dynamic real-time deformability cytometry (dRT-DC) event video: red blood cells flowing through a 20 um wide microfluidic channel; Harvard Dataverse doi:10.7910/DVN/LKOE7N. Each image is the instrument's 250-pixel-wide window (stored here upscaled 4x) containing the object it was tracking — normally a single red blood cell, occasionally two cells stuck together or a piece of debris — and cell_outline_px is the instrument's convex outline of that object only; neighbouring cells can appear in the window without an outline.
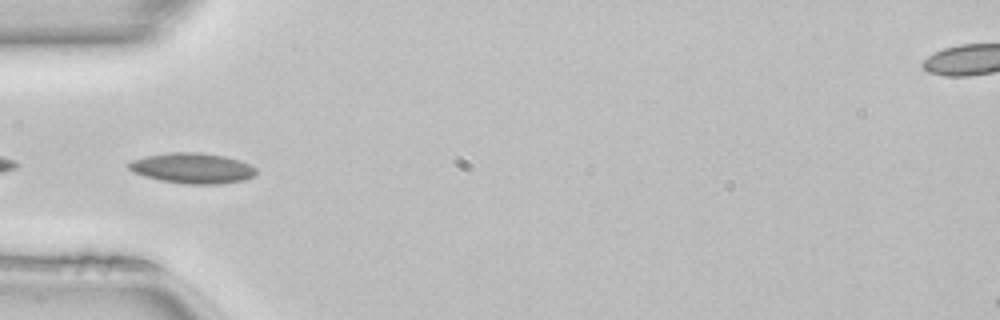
{"species": "common noctule bat (a hibernating species)", "species_latin": "Nyctalus noctula", "temperature_condition": "room temperature", "stored_images_in_passage": 28, "camera_frame_rate_fps": 3000, "um_per_image_px": 0.085, "animal": {"sex": "female", "body_mass_g": 22.7, "forearm_length_mm": 54.2}, "frame": {"image": 1, "passage_image": 15, "time_ms": 4.667, "image_size_px": [1000, 320], "cell_outline_px": [[256, 172], [252, 176], [244, 180], [220, 184], [184, 184], [160, 180], [144, 176], [128, 168], [128, 164], [132, 160], [144, 156], [168, 152], [200, 152], [224, 156], [240, 160], [256, 168]], "centroid_in_image_um": [16.35, 14.29], "position_along_channel_um": 68.7, "area_um2": 22.6}}